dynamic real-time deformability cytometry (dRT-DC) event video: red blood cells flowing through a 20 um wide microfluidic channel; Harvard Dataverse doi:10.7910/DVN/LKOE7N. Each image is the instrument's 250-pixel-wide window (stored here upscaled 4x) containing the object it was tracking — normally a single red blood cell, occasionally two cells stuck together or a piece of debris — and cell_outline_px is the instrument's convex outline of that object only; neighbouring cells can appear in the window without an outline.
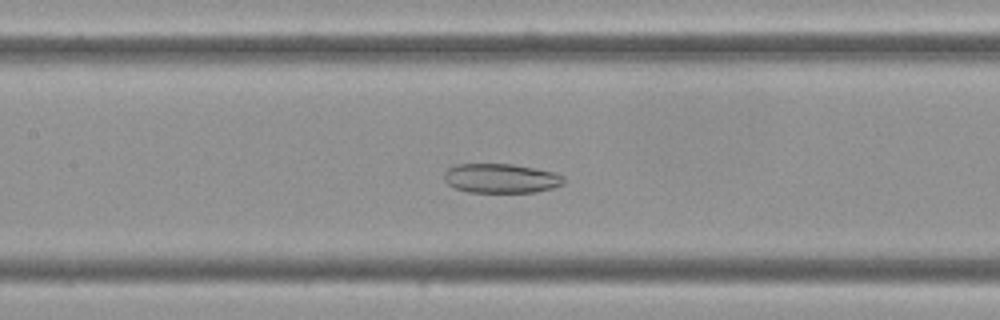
{"species": "Egyptian fruit bat (a non-hibernating species)", "species_latin": "Rousettus aegyptiacus", "temperature_condition": "cold", "stored_images_in_passage": 48, "camera_frame_rate_fps": 3000, "um_per_image_px": 0.085, "frame": {"image": 1, "passage_image": 17, "time_ms": 5.333, "image_size_px": [1000, 320], "cell_outline_px": [[564, 184], [552, 188], [536, 192], [468, 192], [456, 188], [448, 184], [444, 180], [444, 172], [448, 168], [456, 164], [512, 164], [552, 172], [564, 176]], "centroid_in_image_um": [42.56, 15.16], "position_along_channel_um": 164.8, "area_um2": 20.4}}
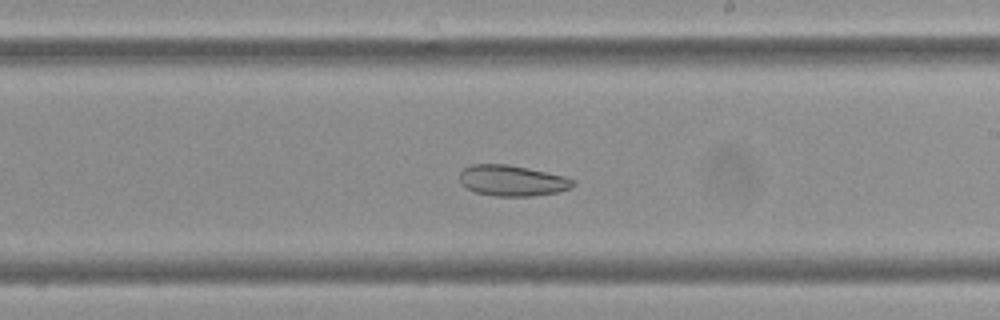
{"frame": {"image": 2, "passage_image": 24, "time_ms": 7.667, "image_size_px": [1000, 320], "cell_outline_px": [[576, 184], [568, 188], [556, 192], [532, 196], [496, 196], [476, 192], [468, 188], [460, 180], [460, 172], [464, 168], [472, 164], [508, 164], [528, 168], [564, 176], [572, 180]], "centroid_in_image_um": [43.52, 15.34], "position_along_channel_um": 245.5, "area_um2": 20.06}}
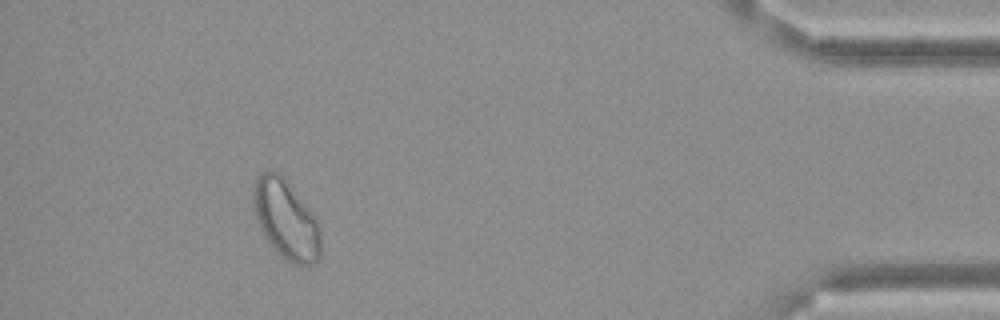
{"frame": {"image": 3, "passage_image": 43, "time_ms": 14.0, "image_size_px": [1000, 320], "cell_outline_px": [[320, 256], [312, 264], [292, 264], [268, 240], [260, 228], [256, 216], [252, 196], [252, 184], [256, 176], [260, 172], [268, 168], [284, 176], [308, 208], [316, 220], [320, 232]], "centroid_in_image_um": [24.27, 18.57], "position_along_channel_um": 410.9, "area_um2": 30.63}, "authors_computed_cell_mechanics": {"area_um2": 25.8077, "velocity_mm_per_s": 3.4729, "shape_relaxation_time_tau1_ms": null, "shape_relaxation_time_tau2_ms": 8.4719, "deformation_change_tau1": null, "deformation_change_tau2": 0.1362}}